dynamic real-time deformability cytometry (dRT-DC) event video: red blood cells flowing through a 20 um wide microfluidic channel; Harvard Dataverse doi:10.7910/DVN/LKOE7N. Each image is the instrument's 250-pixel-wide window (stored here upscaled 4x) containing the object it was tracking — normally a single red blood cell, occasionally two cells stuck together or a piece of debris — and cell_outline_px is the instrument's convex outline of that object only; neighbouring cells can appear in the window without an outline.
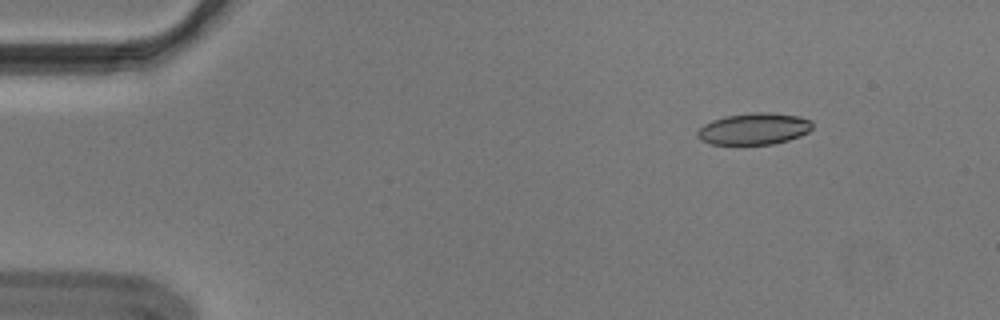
{"species": "Egyptian fruit bat (a non-hibernating species)", "species_latin": "Rousettus aegyptiacus", "temperature_condition": "cold", "stored_images_in_passage": 49, "camera_frame_rate_fps": 3000, "um_per_image_px": 0.085, "animal": {"sex": "male"}, "frame": {"image": 1, "passage_image": 1, "time_ms": 0.0, "image_size_px": [1000, 320], "cell_outline_px": [[812, 128], [808, 132], [800, 136], [788, 140], [772, 144], [712, 144], [700, 140], [696, 136], [696, 132], [704, 124], [712, 120], [724, 116], [752, 112], [768, 112], [800, 116], [812, 120]], "centroid_in_image_um": [64.09, 10.94], "position_along_channel_um": 20.9, "area_um2": 21.33}}
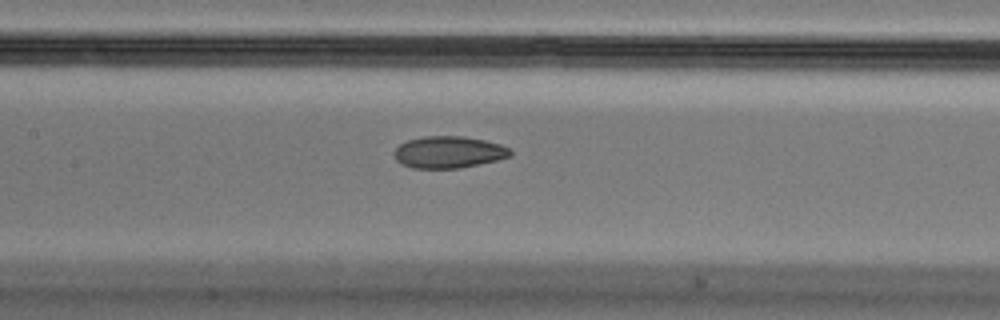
{"frame": {"image": 2, "passage_image": 20, "time_ms": 6.333, "image_size_px": [1000, 320], "cell_outline_px": [[512, 156], [496, 160], [460, 168], [412, 168], [400, 164], [396, 160], [392, 152], [400, 144], [408, 140], [424, 136], [464, 136], [484, 140], [500, 144], [508, 148], [512, 152]], "centroid_in_image_um": [38.1, 12.93], "position_along_channel_um": 169.3, "area_um2": 21.62}}
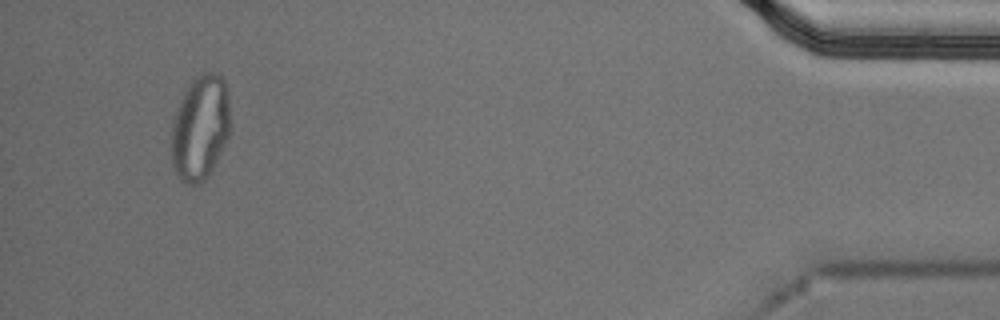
{"frame": {"image": 3, "passage_image": 46, "time_ms": 15.0, "image_size_px": [1000, 320], "cell_outline_px": [[232, 132], [208, 176], [200, 184], [184, 184], [180, 180], [172, 164], [172, 120], [176, 108], [184, 92], [192, 80], [196, 76], [204, 72], [212, 72], [220, 76], [224, 80], [228, 100]], "centroid_in_image_um": [17.03, 10.87], "position_along_channel_um": 418.2, "area_um2": 36.36}, "authors_computed_cell_mechanics": {"area_um2": 22.0796, "velocity_mm_per_s": 3.6601, "shape_relaxation_time_tau1_ms": null, "shape_relaxation_time_tau2_ms": 3.2382, "deformation_change_tau1": null, "deformation_change_tau2": 0.078}}